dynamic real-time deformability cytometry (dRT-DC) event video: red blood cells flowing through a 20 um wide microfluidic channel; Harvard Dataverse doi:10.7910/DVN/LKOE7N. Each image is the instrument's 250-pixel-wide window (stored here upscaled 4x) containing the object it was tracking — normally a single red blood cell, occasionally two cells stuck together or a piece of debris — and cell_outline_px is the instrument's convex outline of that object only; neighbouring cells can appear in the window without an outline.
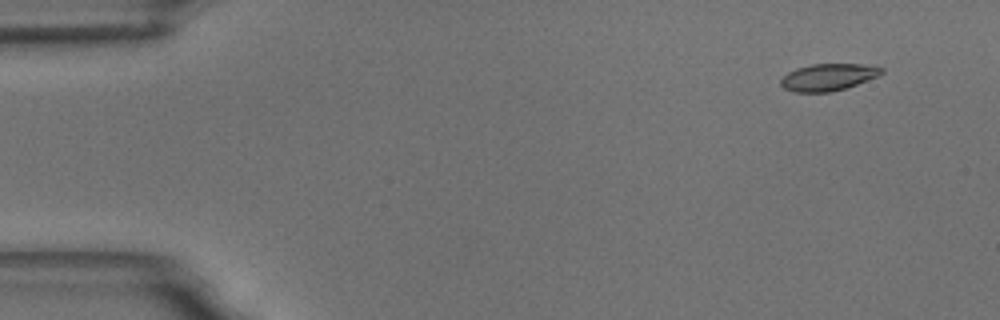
{"species": "common noctule bat (a hibernating species)", "species_latin": "Nyctalus noctula", "temperature_condition": "room temperature", "stored_images_in_passage": 22, "camera_frame_rate_fps": 3000, "um_per_image_px": 0.085, "animal": {"sex": "male", "body_mass_g": 18.8}, "frame": {"image": 1, "passage_image": 5, "time_ms": 1.333, "image_size_px": [1000, 320], "cell_outline_px": [[884, 72], [876, 76], [856, 84], [832, 92], [796, 92], [784, 88], [780, 84], [780, 80], [788, 72], [796, 68], [812, 64], [860, 64], [884, 68]], "centroid_in_image_um": [70.36, 6.55], "position_along_channel_um": 14.6, "area_um2": 15.61}}
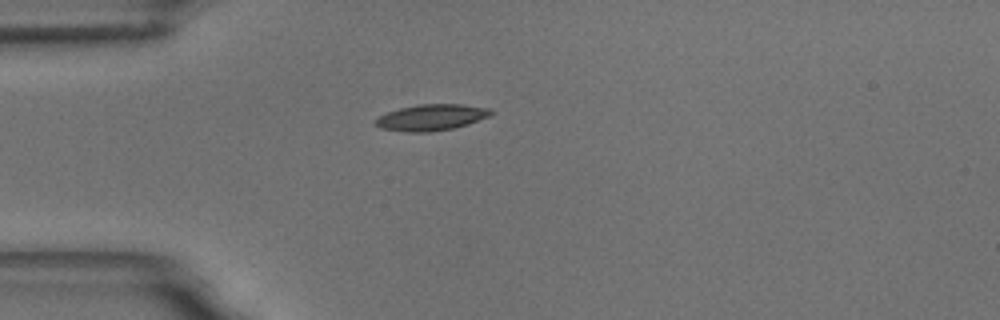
{"frame": {"image": 2, "passage_image": 16, "time_ms": 5.0, "image_size_px": [1000, 320], "cell_outline_px": [[496, 112], [488, 116], [468, 124], [452, 128], [428, 132], [408, 132], [380, 128], [376, 124], [376, 120], [380, 116], [388, 112], [400, 108], [416, 104], [460, 104], [488, 108]], "centroid_in_image_um": [36.68, 9.97], "position_along_channel_um": 48.3, "area_um2": 17.4}}
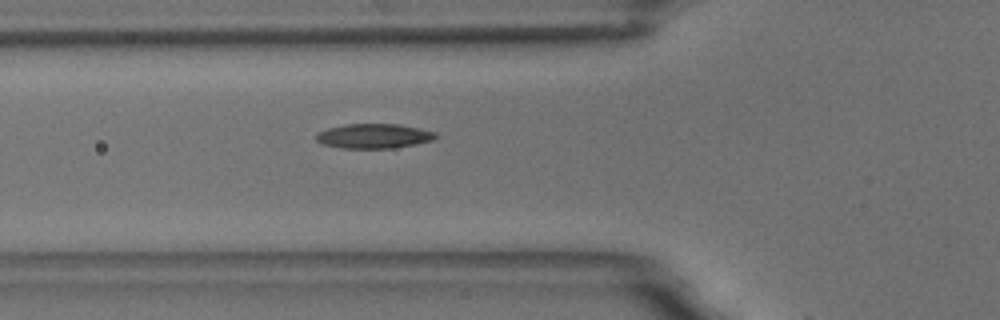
{"frame": {"image": 3, "passage_image": 21, "time_ms": 6.667, "image_size_px": [1000, 320], "cell_outline_px": [[440, 136], [432, 140], [416, 144], [392, 148], [340, 148], [324, 144], [316, 140], [316, 132], [328, 128], [344, 124], [400, 124], [420, 128], [436, 132]], "centroid_in_image_um": [31.79, 11.55], "position_along_channel_um": 94.0, "area_um2": 17.28}}